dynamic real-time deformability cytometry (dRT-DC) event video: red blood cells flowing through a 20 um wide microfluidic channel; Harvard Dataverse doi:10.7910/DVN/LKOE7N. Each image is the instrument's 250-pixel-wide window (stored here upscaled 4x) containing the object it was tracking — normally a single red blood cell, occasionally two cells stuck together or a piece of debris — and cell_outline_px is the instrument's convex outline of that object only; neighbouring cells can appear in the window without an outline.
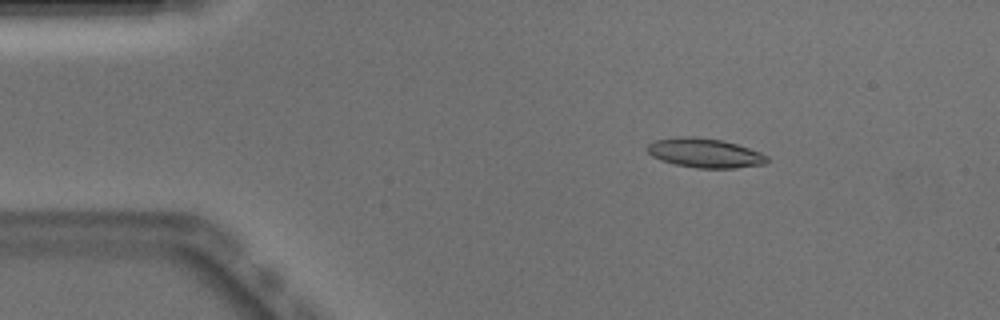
{"species": "Egyptian fruit bat (a non-hibernating species)", "species_latin": "Rousettus aegyptiacus", "temperature_condition": "warm", "stored_images_in_passage": 50, "camera_frame_rate_fps": 3000, "um_per_image_px": 0.085, "animal": {"sex": "male"}, "frame": {"image": 1, "passage_image": 7, "time_ms": 2.0, "image_size_px": [1000, 320], "cell_outline_px": [[768, 160], [764, 164], [736, 168], [696, 168], [676, 164], [660, 160], [652, 156], [644, 148], [648, 144], [656, 140], [684, 136], [692, 136], [724, 140], [760, 152], [768, 156]], "centroid_in_image_um": [59.9, 13.0], "position_along_channel_um": 25.1, "area_um2": 20.46}}
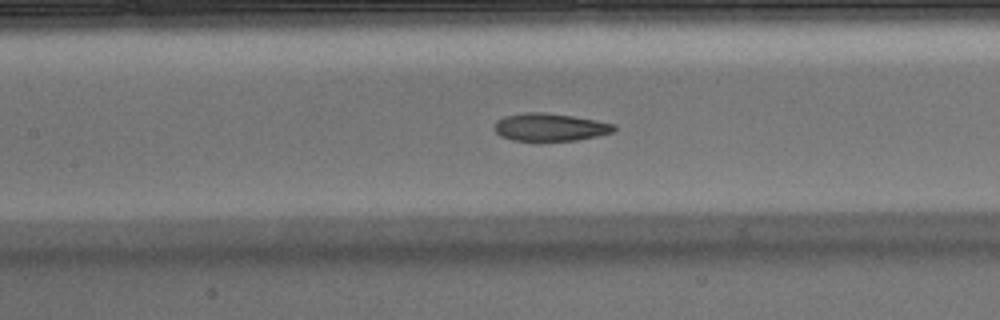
{"frame": {"image": 2, "passage_image": 22, "time_ms": 7.0, "image_size_px": [1000, 320], "cell_outline_px": [[616, 128], [612, 132], [596, 136], [576, 140], [512, 140], [500, 136], [496, 132], [496, 120], [504, 116], [528, 112], [544, 112], [572, 116], [596, 120], [616, 124]], "centroid_in_image_um": [46.76, 10.8], "position_along_channel_um": 160.6, "area_um2": 19.07}}
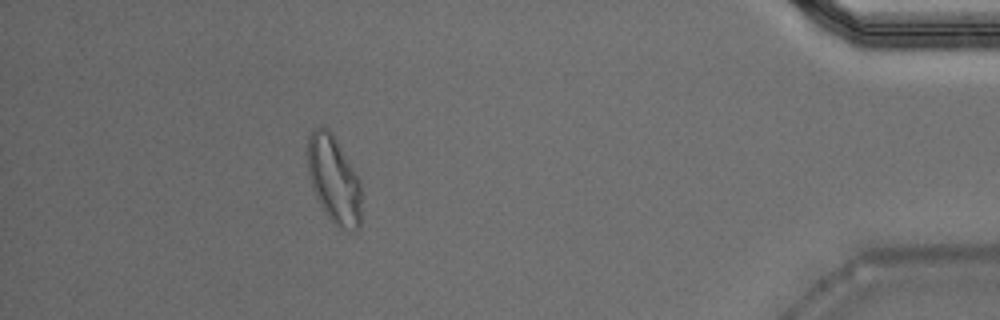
{"frame": {"image": 3, "passage_image": 45, "time_ms": 14.667, "image_size_px": [1000, 320], "cell_outline_px": [[360, 228], [356, 232], [352, 232], [340, 228], [324, 212], [312, 188], [308, 176], [308, 136], [312, 128], [320, 124], [328, 128], [332, 132], [356, 172], [360, 180]], "centroid_in_image_um": [28.37, 15.24], "position_along_channel_um": 406.8, "area_um2": 27.74}, "authors_computed_cell_mechanics": {"area_um2": 20.1144, "velocity_mm_per_s": 3.9191, "shape_relaxation_time_tau1_ms": 8.9336, "shape_relaxation_time_tau2_ms": 1.8678, "deformation_change_tau1": 0.2531, "deformation_change_tau2": 0.0833}}